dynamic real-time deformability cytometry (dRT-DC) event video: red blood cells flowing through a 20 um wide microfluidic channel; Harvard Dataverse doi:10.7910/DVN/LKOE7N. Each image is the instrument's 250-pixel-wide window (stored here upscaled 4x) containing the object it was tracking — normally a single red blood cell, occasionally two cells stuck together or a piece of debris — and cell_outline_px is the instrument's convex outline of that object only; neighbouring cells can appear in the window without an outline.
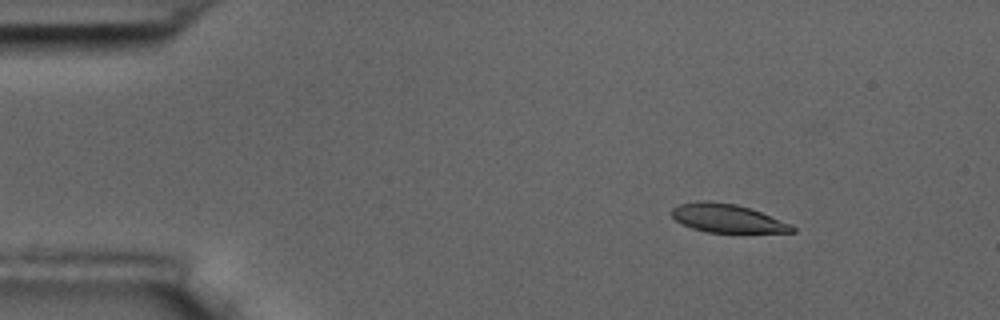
{"species": "common noctule bat (a hibernating species)", "species_latin": "Nyctalus noctula", "temperature_condition": "room temperature", "stored_images_in_passage": 4, "camera_frame_rate_fps": 3000, "um_per_image_px": 0.085, "animal": {"sex": "male", "body_mass_g": 17.5, "forearm_length_mm": 52.3}, "frame": {"image": 1, "passage_image": 2, "time_ms": 1.0, "image_size_px": [1000, 320], "cell_outline_px": [[796, 232], [708, 232], [692, 228], [676, 220], [672, 216], [672, 208], [680, 204], [736, 204], [760, 212], [792, 224], [796, 228]], "centroid_in_image_um": [61.91, 18.61], "position_along_channel_um": 23.1, "area_um2": 18.84}}